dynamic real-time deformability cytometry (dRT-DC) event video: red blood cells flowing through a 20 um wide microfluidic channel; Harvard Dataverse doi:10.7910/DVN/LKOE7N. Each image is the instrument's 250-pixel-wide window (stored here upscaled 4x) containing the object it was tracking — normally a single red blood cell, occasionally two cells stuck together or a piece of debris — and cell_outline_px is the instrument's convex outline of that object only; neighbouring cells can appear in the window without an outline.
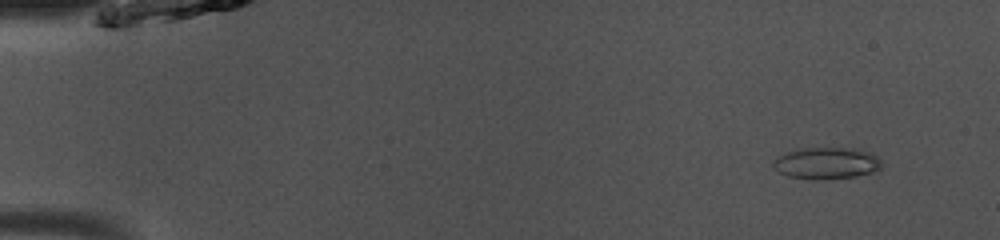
{"species": "common noctule bat (a hibernating species)", "species_latin": "Nyctalus noctula", "temperature_condition": "room temperature", "stored_images_in_passage": 49, "camera_frame_rate_fps": 3000, "um_per_image_px": 0.085, "animal": {"sex": "male", "body_mass_g": 13.0, "forearm_length_mm": 53.1}, "frame": {"image": 1, "passage_image": 4, "time_ms": 1.0, "image_size_px": [1000, 240], "cell_outline_px": [[884, 164], [880, 168], [872, 172], [856, 176], [824, 180], [812, 180], [788, 176], [772, 168], [772, 160], [784, 152], [800, 148], [860, 148], [872, 152]], "centroid_in_image_um": [70.24, 13.86], "position_along_channel_um": 14.8, "area_um2": 20.52}}
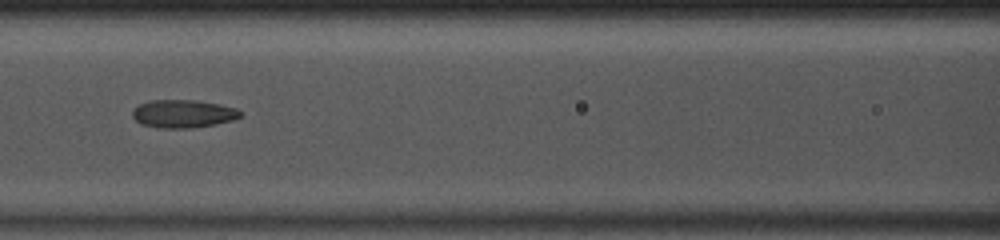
{"frame": {"image": 2, "passage_image": 22, "time_ms": 7.0, "image_size_px": [1000, 240], "cell_outline_px": [[244, 116], [232, 120], [216, 124], [192, 128], [160, 128], [140, 124], [132, 116], [132, 112], [140, 104], [152, 100], [196, 100], [220, 104], [236, 108], [244, 112]], "centroid_in_image_um": [15.62, 9.67], "position_along_channel_um": 151.0, "area_um2": 17.74}}
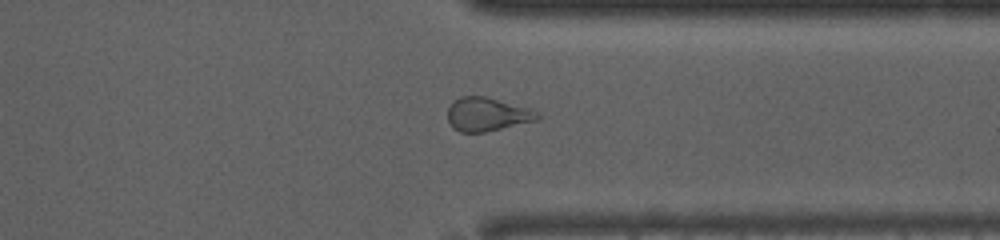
{"frame": {"image": 3, "passage_image": 38, "time_ms": 12.333, "image_size_px": [1000, 240], "cell_outline_px": [[540, 120], [484, 132], [460, 132], [452, 128], [448, 120], [448, 108], [460, 96], [484, 96], [532, 108], [540, 112]], "centroid_in_image_um": [41.46, 9.72], "position_along_channel_um": 369.9, "area_um2": 17.74}, "authors_computed_cell_mechanics": {"area_um2": 19.0162, "velocity_mm_per_s": 4.1101, "shape_relaxation_time_tau1_ms": null, "shape_relaxation_time_tau2_ms": 1.8, "deformation_change_tau1": null, "deformation_change_tau2": 0.1026}}